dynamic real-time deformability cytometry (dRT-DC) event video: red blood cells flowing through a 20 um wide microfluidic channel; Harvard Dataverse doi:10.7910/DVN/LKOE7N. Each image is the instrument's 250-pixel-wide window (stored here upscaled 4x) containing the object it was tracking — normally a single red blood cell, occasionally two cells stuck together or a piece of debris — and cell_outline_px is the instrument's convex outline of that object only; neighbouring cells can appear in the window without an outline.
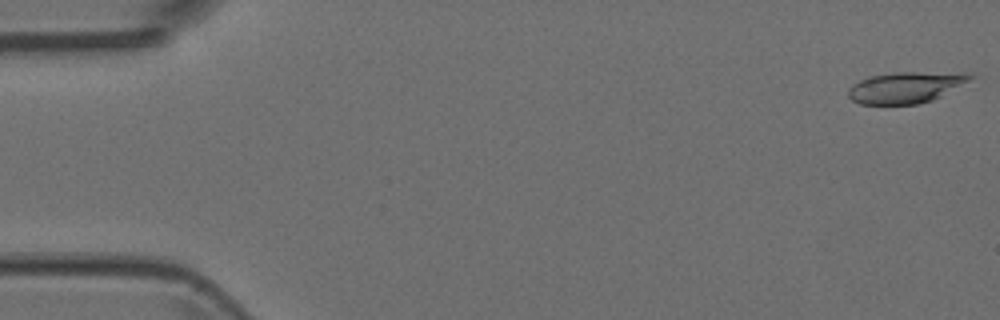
{"species": "Egyptian fruit bat (a non-hibernating species)", "species_latin": "Rousettus aegyptiacus", "temperature_condition": "room temperature", "stored_images_in_passage": 4, "camera_frame_rate_fps": 3000, "um_per_image_px": 0.085, "animal": {"sex": "female"}, "frame": {"image": 1, "passage_image": 1, "time_ms": 0.0, "image_size_px": [1000, 320], "cell_outline_px": [[976, 76], [940, 96], [932, 100], [916, 104], [860, 104], [852, 100], [848, 96], [848, 88], [852, 84], [868, 76], [892, 72], [964, 72]], "centroid_in_image_um": [76.95, 7.41], "position_along_channel_um": 8.1, "area_um2": 22.2}}
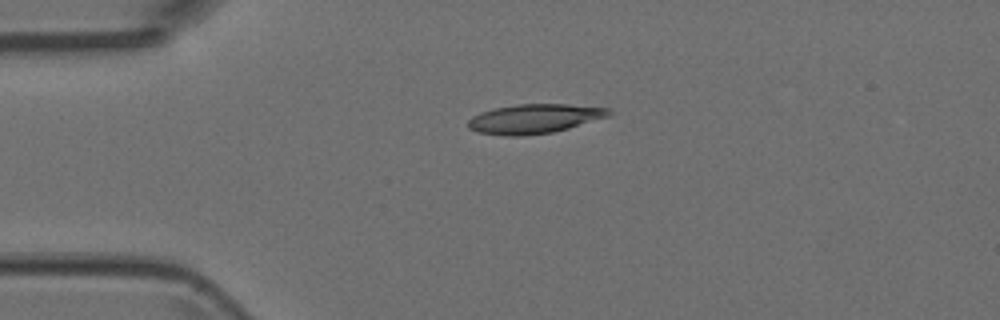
{"frame": {"image": 2, "passage_image": 4, "time_ms": 1.0, "image_size_px": [1000, 320], "cell_outline_px": [[612, 116], [568, 128], [552, 132], [520, 136], [504, 136], [476, 132], [468, 128], [468, 120], [472, 116], [480, 112], [492, 108], [516, 104], [568, 104], [608, 108], [612, 112]], "centroid_in_image_um": [45.4, 10.09], "position_along_channel_um": 39.6, "area_um2": 24.33}}